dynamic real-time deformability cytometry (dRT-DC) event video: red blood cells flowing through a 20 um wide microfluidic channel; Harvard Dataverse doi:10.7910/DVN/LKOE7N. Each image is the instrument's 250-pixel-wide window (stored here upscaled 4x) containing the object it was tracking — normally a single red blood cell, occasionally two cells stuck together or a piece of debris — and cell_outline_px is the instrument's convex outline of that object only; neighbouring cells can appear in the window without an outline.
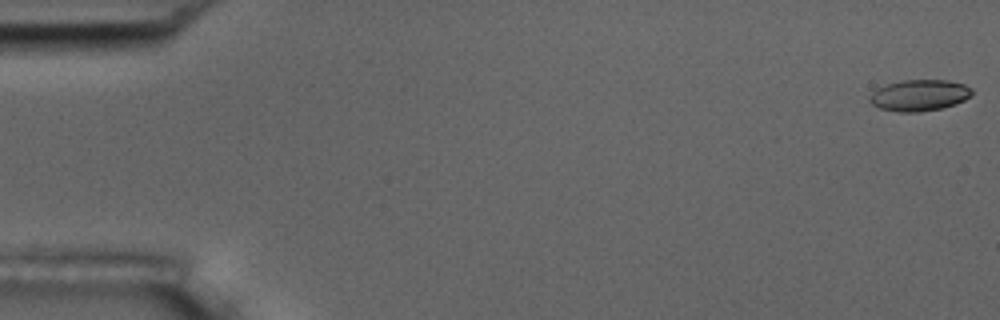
{"species": "common noctule bat (a hibernating species)", "species_latin": "Nyctalus noctula", "temperature_condition": "room temperature", "stored_images_in_passage": 55, "camera_frame_rate_fps": 3000, "um_per_image_px": 0.085, "animal": {"sex": "male", "body_mass_g": 17.5, "forearm_length_mm": 52.3}, "frame": {"image": 1, "passage_image": 1, "time_ms": 0.0, "image_size_px": [1000, 320], "cell_outline_px": [[972, 92], [964, 100], [956, 104], [940, 108], [920, 112], [896, 112], [880, 108], [872, 104], [868, 100], [872, 92], [876, 88], [888, 84], [904, 80], [948, 80], [964, 84], [972, 88]], "centroid_in_image_um": [78.12, 8.1], "position_along_channel_um": 6.9, "area_um2": 18.61}}
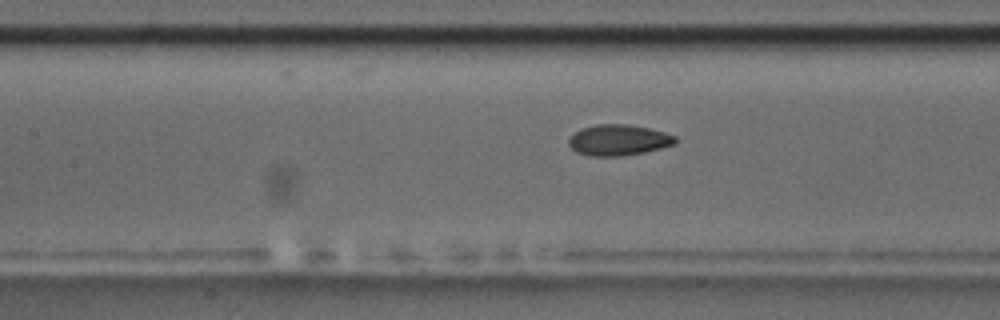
{"frame": {"image": 2, "passage_image": 25, "time_ms": 8.0, "image_size_px": [1000, 320], "cell_outline_px": [[676, 144], [644, 152], [620, 156], [588, 156], [576, 152], [568, 144], [568, 140], [580, 128], [596, 124], [628, 124], [648, 128], [664, 132], [676, 136]], "centroid_in_image_um": [52.56, 11.9], "position_along_channel_um": 154.8, "area_um2": 19.19}}
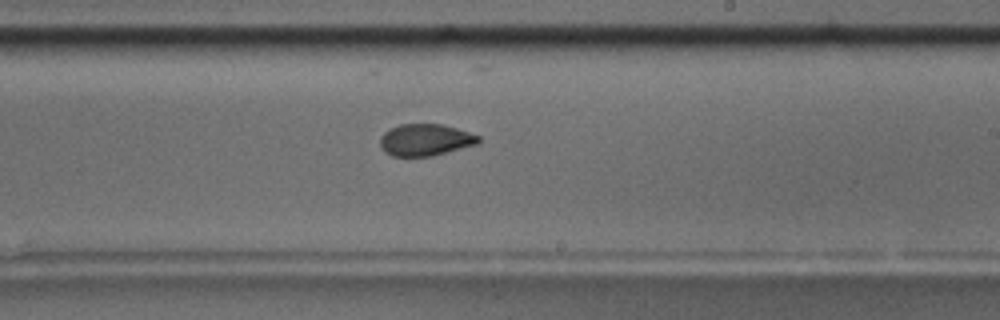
{"frame": {"image": 3, "passage_image": 33, "time_ms": 10.667, "image_size_px": [1000, 320], "cell_outline_px": [[480, 144], [432, 156], [392, 156], [384, 152], [380, 144], [380, 136], [388, 128], [400, 124], [444, 124], [480, 136]], "centroid_in_image_um": [36.16, 11.89], "position_along_channel_um": 252.8, "area_um2": 18.5}, "authors_computed_cell_mechanics": {"area_um2": 19.074, "velocity_mm_per_s": 3.6959, "shape_relaxation_time_tau1_ms": 7.3378, "shape_relaxation_time_tau2_ms": 1.6802, "deformation_change_tau1": 0.1544, "deformation_change_tau2": 0.0694}}